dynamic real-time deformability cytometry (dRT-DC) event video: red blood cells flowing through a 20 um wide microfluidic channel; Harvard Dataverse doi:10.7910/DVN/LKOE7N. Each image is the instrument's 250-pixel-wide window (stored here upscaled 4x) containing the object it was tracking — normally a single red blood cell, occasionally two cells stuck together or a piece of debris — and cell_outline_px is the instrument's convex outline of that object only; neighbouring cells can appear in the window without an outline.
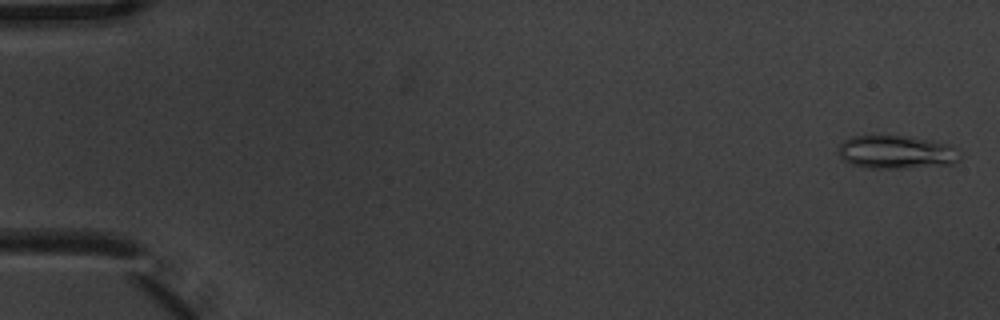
{"species": "common noctule bat (a hibernating species)", "species_latin": "Nyctalus noctula", "temperature_condition": "warm", "stored_images_in_passage": 6, "camera_frame_rate_fps": 3000, "um_per_image_px": 0.085, "animal": {"sex": "male", "body_mass_g": 20.1, "forearm_length_mm": 53.5}, "frame": {"image": 1, "passage_image": 1, "time_ms": 0.0, "image_size_px": [1000, 320], "cell_outline_px": [[960, 160], [952, 164], [900, 168], [864, 168], [852, 164], [844, 160], [840, 156], [840, 144], [844, 140], [852, 136], [908, 136], [932, 140], [952, 144], [960, 152]], "centroid_in_image_um": [76.24, 12.92], "position_along_channel_um": 8.8, "area_um2": 23.64}}
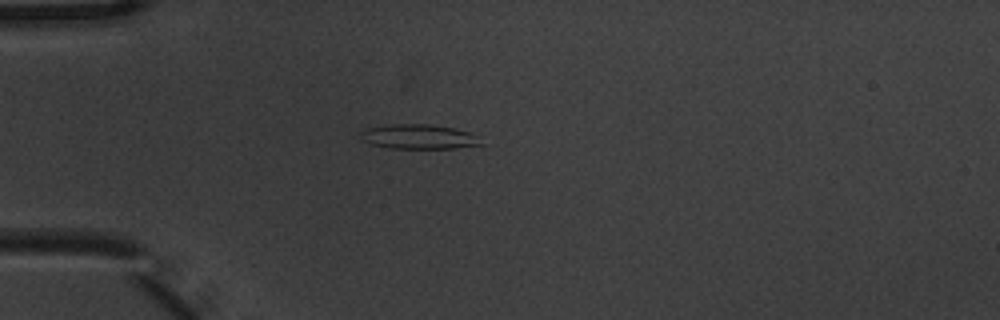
{"frame": {"image": 2, "passage_image": 5, "time_ms": 1.333, "image_size_px": [1000, 320], "cell_outline_px": [[484, 144], [456, 148], [388, 148], [372, 144], [360, 140], [360, 132], [368, 128], [392, 124], [428, 124], [452, 128], [468, 132], [476, 136]], "centroid_in_image_um": [35.56, 11.62], "position_along_channel_um": 49.4, "area_um2": 17.11}}